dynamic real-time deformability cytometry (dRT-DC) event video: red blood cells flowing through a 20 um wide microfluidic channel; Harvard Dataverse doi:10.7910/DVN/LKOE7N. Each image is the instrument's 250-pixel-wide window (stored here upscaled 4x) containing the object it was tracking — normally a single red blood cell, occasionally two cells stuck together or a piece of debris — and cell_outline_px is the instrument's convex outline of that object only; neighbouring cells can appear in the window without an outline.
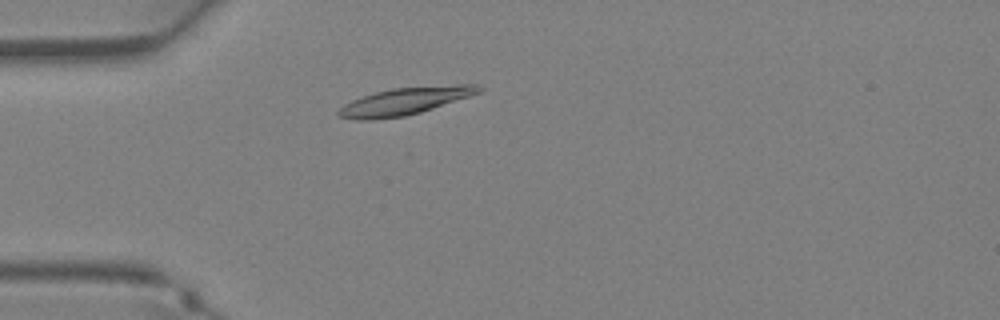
{"species": "Egyptian fruit bat (a non-hibernating species)", "species_latin": "Rousettus aegyptiacus", "temperature_condition": "warm", "stored_images_in_passage": 32, "camera_frame_rate_fps": 3000, "um_per_image_px": 0.085, "animal": {"sex": "female"}, "frame": {"image": 1, "passage_image": 6, "time_ms": 1.667, "image_size_px": [1000, 320], "cell_outline_px": [[484, 88], [480, 92], [420, 112], [404, 116], [372, 120], [356, 120], [336, 116], [336, 112], [344, 104], [352, 100], [376, 92], [392, 88], [460, 84], [476, 84]], "centroid_in_image_um": [34.36, 8.6], "position_along_channel_um": 50.6, "area_um2": 22.08}}
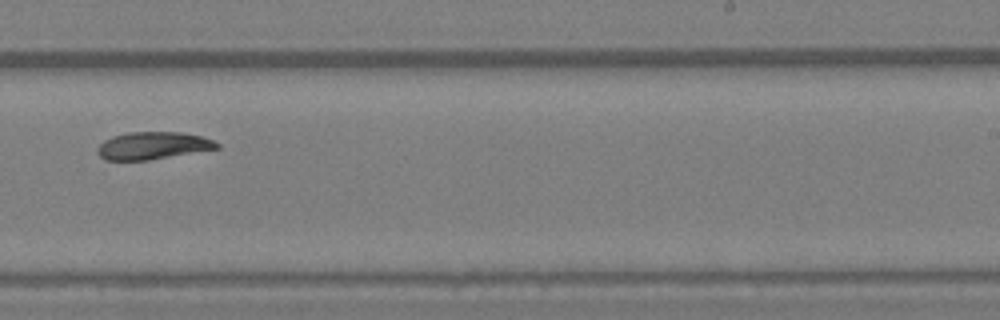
{"frame": {"image": 2, "passage_image": 19, "time_ms": 6.0, "image_size_px": [1000, 320], "cell_outline_px": [[220, 148], [148, 160], [104, 160], [96, 152], [96, 148], [104, 140], [112, 136], [128, 132], [180, 132], [200, 136], [212, 140], [220, 144]], "centroid_in_image_um": [12.95, 12.38], "position_along_channel_um": 276.0, "area_um2": 19.07}}
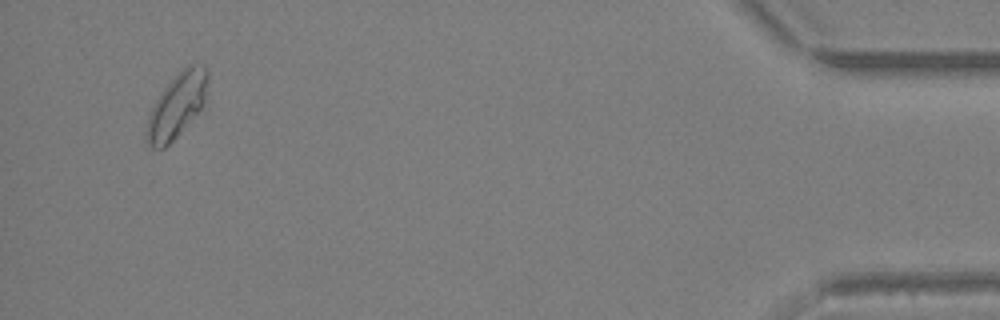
{"frame": {"image": 3, "passage_image": 31, "time_ms": 10.0, "image_size_px": [1000, 320], "cell_outline_px": [[208, 80], [204, 104], [180, 132], [164, 148], [152, 148], [148, 144], [144, 136], [144, 132], [148, 116], [160, 92], [188, 64], [204, 64], [208, 68]], "centroid_in_image_um": [15.02, 8.96], "position_along_channel_um": 420.2, "area_um2": 22.72}}